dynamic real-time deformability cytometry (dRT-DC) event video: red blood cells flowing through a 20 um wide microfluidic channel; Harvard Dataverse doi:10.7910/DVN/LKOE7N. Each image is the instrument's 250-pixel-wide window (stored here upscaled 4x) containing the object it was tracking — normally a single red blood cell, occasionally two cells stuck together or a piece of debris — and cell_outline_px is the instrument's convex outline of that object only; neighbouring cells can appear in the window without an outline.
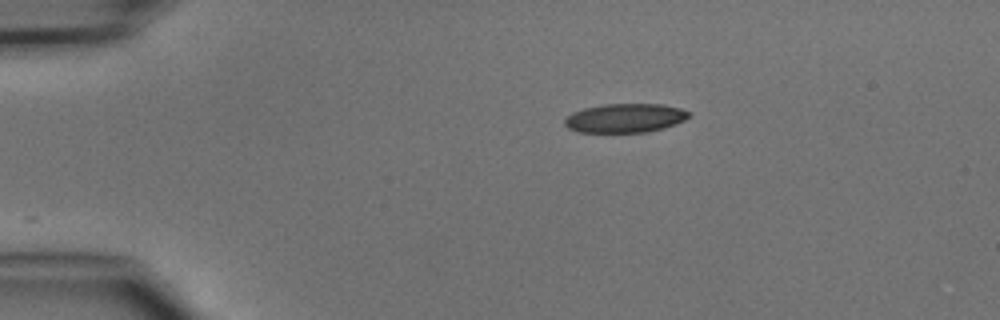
{"species": "common noctule bat (a hibernating species)", "species_latin": "Nyctalus noctula", "temperature_condition": "cold", "stored_images_in_passage": 39, "camera_frame_rate_fps": 3000, "um_per_image_px": 0.085, "animal": {"sex": "male", "body_mass_g": 15.6}, "frame": {"image": 1, "passage_image": 1, "time_ms": 0.0, "image_size_px": [1000, 320], "cell_outline_px": [[692, 112], [684, 120], [676, 124], [664, 128], [644, 132], [576, 132], [568, 128], [564, 124], [564, 120], [572, 112], [584, 108], [604, 104], [664, 104], [680, 108]], "centroid_in_image_um": [53.13, 10.03], "position_along_channel_um": 31.9, "area_um2": 21.04}}
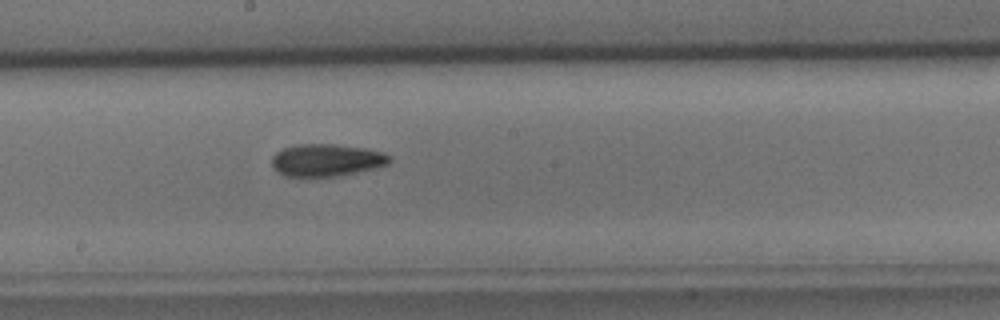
{"frame": {"image": 2, "passage_image": 18, "time_ms": 5.667, "image_size_px": [1000, 320], "cell_outline_px": [[392, 160], [388, 164], [376, 168], [336, 176], [284, 176], [272, 168], [272, 156], [276, 152], [284, 148], [296, 144], [336, 144], [364, 148], [384, 152], [392, 156]], "centroid_in_image_um": [27.76, 13.6], "position_along_channel_um": 220.4, "area_um2": 22.31}}
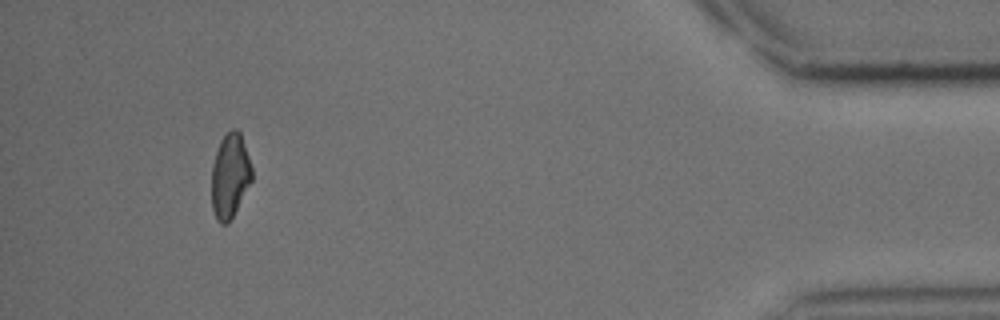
{"frame": {"image": 3, "passage_image": 36, "time_ms": 11.667, "image_size_px": [1000, 320], "cell_outline_px": [[252, 180], [228, 224], [220, 224], [216, 220], [212, 208], [212, 164], [220, 140], [232, 128], [236, 128], [240, 132], [252, 168]], "centroid_in_image_um": [19.54, 14.95], "position_along_channel_um": 415.7, "area_um2": 19.71}}